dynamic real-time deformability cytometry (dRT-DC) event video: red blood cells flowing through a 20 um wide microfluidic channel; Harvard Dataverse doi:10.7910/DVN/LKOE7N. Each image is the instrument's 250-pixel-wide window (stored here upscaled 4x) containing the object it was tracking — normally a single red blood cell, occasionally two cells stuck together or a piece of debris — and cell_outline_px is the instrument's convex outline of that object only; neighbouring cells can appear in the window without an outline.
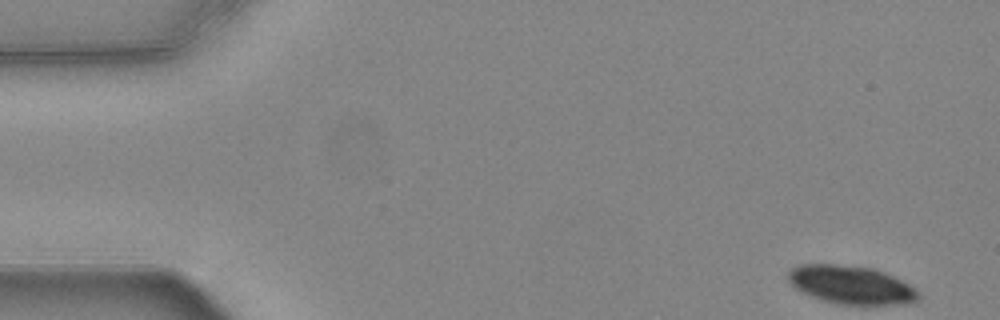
{"species": "common noctule bat (a hibernating species)", "species_latin": "Nyctalus noctula", "temperature_condition": "warm", "stored_images_in_passage": 53, "camera_frame_rate_fps": 3000, "um_per_image_px": 0.085, "animal": {"sex": "female", "body_mass_g": 24.6, "forearm_length_mm": 56.2}, "frame": {"image": 1, "passage_image": 1, "time_ms": 0.0, "image_size_px": [1000, 320], "cell_outline_px": [[920, 300], [912, 304], [836, 304], [820, 300], [796, 288], [788, 280], [788, 272], [792, 268], [800, 264], [836, 264], [872, 268], [884, 272], [908, 284], [920, 292]], "centroid_in_image_um": [72.37, 24.22], "position_along_channel_um": 12.6, "area_um2": 29.07}}
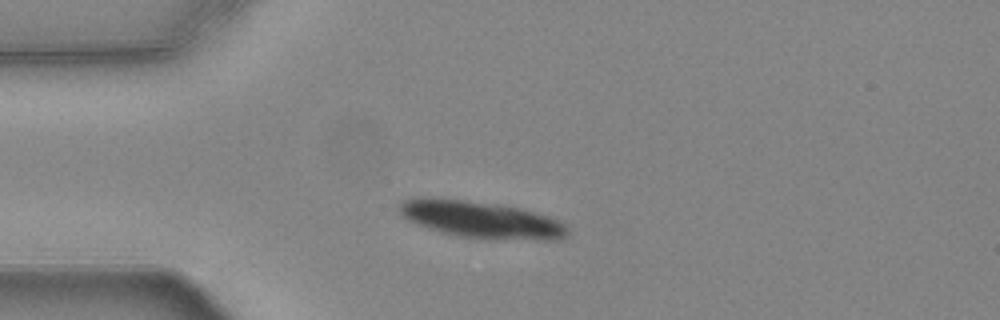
{"frame": {"image": 2, "passage_image": 12, "time_ms": 3.667, "image_size_px": [1000, 320], "cell_outline_px": [[568, 236], [560, 240], [496, 240], [460, 236], [440, 232], [416, 224], [408, 220], [400, 212], [400, 204], [404, 200], [440, 196], [500, 204], [520, 208], [548, 216], [560, 220], [568, 228]], "centroid_in_image_um": [40.96, 18.67], "position_along_channel_um": 44.0, "area_um2": 36.76}}